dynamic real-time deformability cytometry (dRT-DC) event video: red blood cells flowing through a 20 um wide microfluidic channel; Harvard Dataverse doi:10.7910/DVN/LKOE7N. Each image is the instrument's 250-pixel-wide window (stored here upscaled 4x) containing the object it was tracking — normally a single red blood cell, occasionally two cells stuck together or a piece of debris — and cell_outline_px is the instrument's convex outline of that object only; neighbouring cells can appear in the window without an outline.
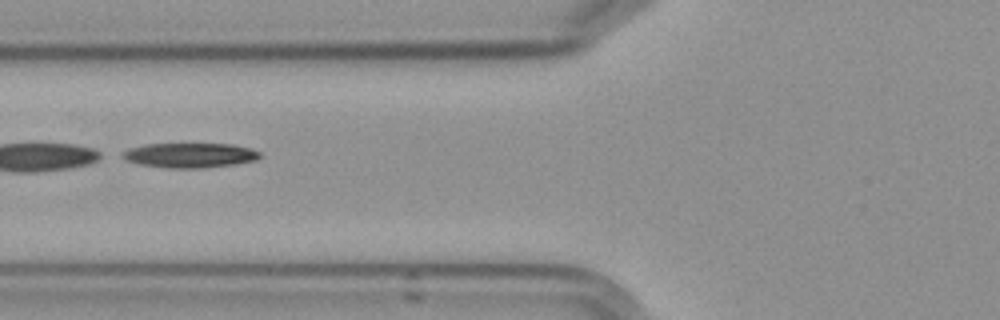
{"species": "Egyptian fruit bat (a non-hibernating species)", "species_latin": "Rousettus aegyptiacus", "temperature_condition": "cold", "stored_images_in_passage": 12, "camera_frame_rate_fps": 3000, "um_per_image_px": 0.085, "frame": {"image": 1, "passage_image": 7, "time_ms": 2.0, "image_size_px": [1000, 320], "cell_outline_px": [[264, 156], [256, 160], [236, 164], [204, 168], [168, 168], [140, 164], [128, 160], [124, 156], [124, 152], [128, 148], [144, 144], [232, 144], [252, 148], [260, 152]], "centroid_in_image_um": [16.23, 13.19], "position_along_channel_um": 109.6, "area_um2": 19.83}}